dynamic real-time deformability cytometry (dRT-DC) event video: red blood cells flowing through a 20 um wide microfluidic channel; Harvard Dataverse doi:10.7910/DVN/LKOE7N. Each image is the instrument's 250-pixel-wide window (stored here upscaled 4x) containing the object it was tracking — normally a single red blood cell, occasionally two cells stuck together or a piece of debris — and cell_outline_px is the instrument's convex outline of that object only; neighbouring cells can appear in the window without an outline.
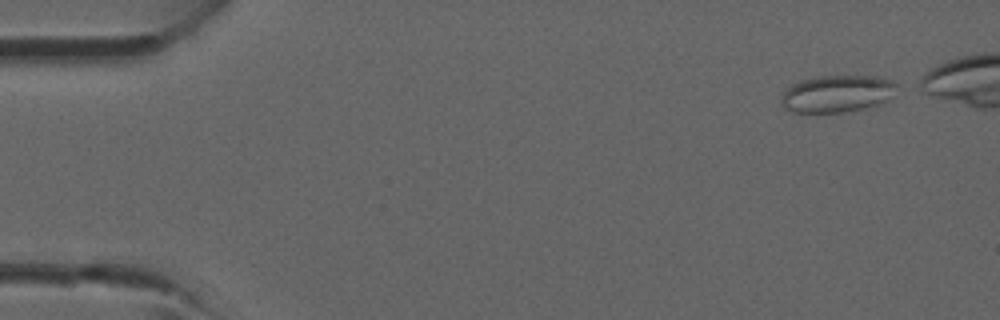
{"species": "common noctule bat (a hibernating species)", "species_latin": "Nyctalus noctula", "temperature_condition": "room temperature", "stored_images_in_passage": 4, "camera_frame_rate_fps": 3000, "um_per_image_px": 0.085, "animal": {"sex": "male", "forearm_length_mm": 52.5}, "frame": {"image": 1, "passage_image": 1, "time_ms": 0.0, "image_size_px": [1000, 320], "cell_outline_px": [[900, 84], [892, 96], [888, 100], [864, 108], [840, 112], [792, 112], [784, 108], [780, 104], [780, 100], [784, 92], [792, 84], [800, 80], [824, 76], [876, 76], [892, 80]], "centroid_in_image_um": [71.17, 7.96], "position_along_channel_um": 13.8, "area_um2": 24.97}}